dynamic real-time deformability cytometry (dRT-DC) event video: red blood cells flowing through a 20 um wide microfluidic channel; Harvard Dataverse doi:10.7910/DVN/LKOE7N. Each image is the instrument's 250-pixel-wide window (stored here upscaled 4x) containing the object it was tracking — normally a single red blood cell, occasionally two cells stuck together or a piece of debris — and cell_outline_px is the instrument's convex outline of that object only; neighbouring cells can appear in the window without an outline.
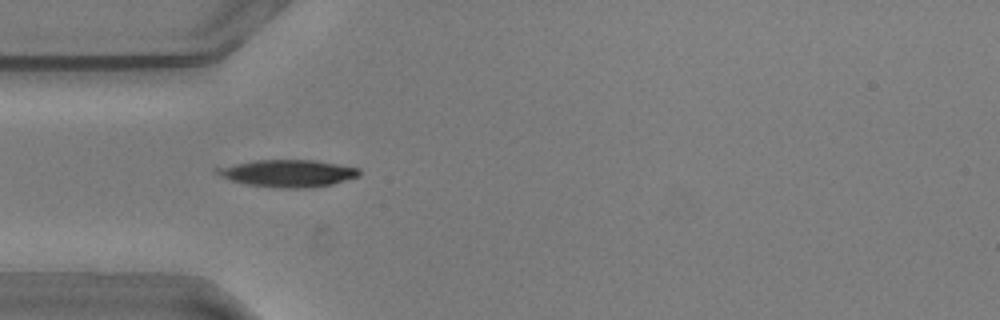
{"species": "common noctule bat (a hibernating species)", "species_latin": "Nyctalus noctula", "temperature_condition": "warm", "stored_images_in_passage": 54, "camera_frame_rate_fps": 3000, "um_per_image_px": 0.085, "animal": {"sex": "male", "body_mass_g": 20.5, "forearm_length_mm": 52.5}, "frame": {"image": 1, "passage_image": 15, "time_ms": 4.667, "image_size_px": [1000, 320], "cell_outline_px": [[360, 176], [332, 184], [308, 188], [284, 188], [248, 184], [232, 180], [220, 176], [212, 172], [212, 168], [256, 160], [316, 160], [360, 168]], "centroid_in_image_um": [24.47, 14.72], "position_along_channel_um": 60.5, "area_um2": 22.54}}
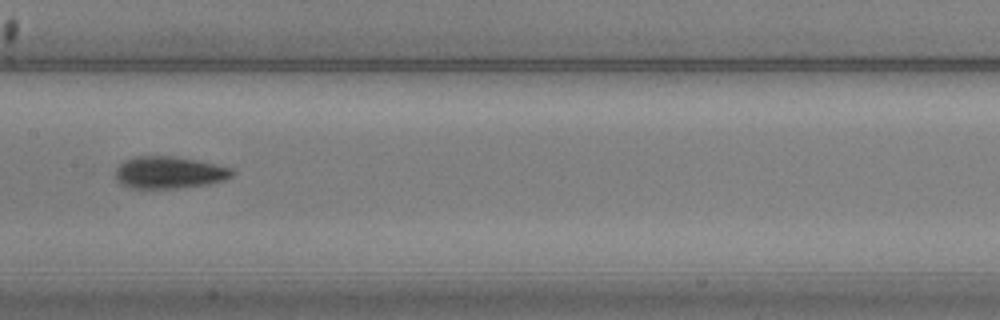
{"frame": {"image": 2, "passage_image": 26, "time_ms": 8.333, "image_size_px": [1000, 320], "cell_outline_px": [[236, 172], [232, 176], [224, 180], [208, 184], [180, 188], [128, 188], [120, 184], [116, 180], [116, 168], [124, 160], [136, 156], [176, 156], [200, 160], [232, 168]], "centroid_in_image_um": [14.39, 14.66], "position_along_channel_um": 193.0, "area_um2": 22.14}}
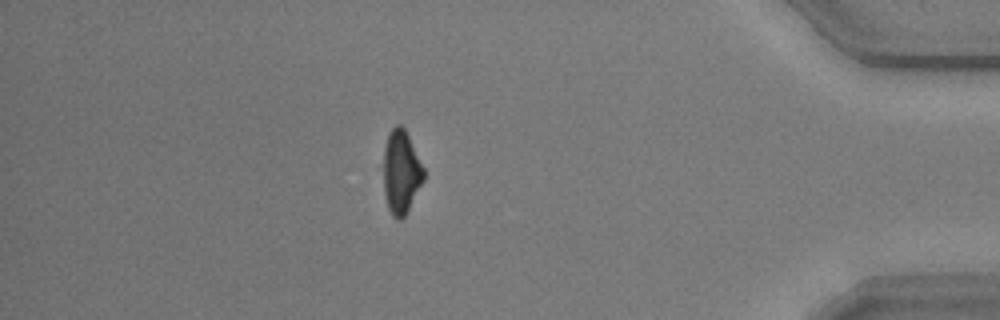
{"frame": {"image": 3, "passage_image": 47, "time_ms": 15.333, "image_size_px": [1000, 320], "cell_outline_px": [[424, 180], [404, 216], [400, 220], [396, 220], [392, 216], [388, 208], [384, 192], [384, 148], [388, 136], [392, 128], [396, 124], [400, 124], [404, 128], [424, 168]], "centroid_in_image_um": [34.09, 14.64], "position_along_channel_um": 401.1, "area_um2": 19.31}, "authors_computed_cell_mechanics": {"area_um2": 20.519, "velocity_mm_per_s": 3.6099, "shape_relaxation_time_tau1_ms": null, "shape_relaxation_time_tau2_ms": 4.1145, "deformation_change_tau1": null, "deformation_change_tau2": 0.1064}}